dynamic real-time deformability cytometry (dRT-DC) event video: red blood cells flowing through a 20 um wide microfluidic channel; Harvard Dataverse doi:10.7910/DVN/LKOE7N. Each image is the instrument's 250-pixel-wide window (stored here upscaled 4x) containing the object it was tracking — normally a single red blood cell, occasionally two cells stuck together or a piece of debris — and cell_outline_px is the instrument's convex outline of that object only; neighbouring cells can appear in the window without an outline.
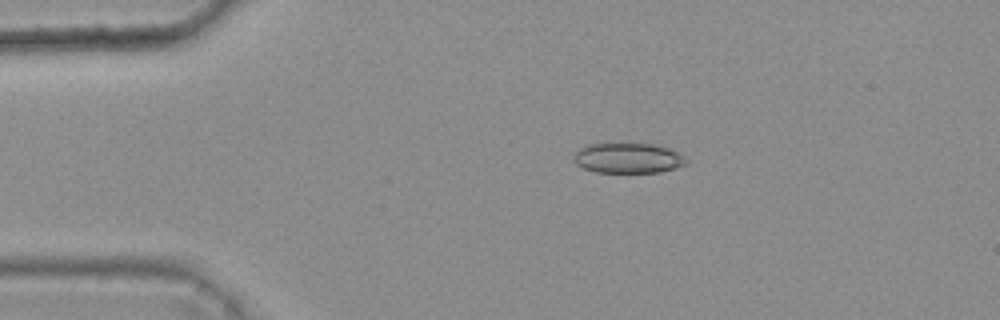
{"species": "common noctule bat (a hibernating species)", "species_latin": "Nyctalus noctula", "temperature_condition": "warm", "stored_images_in_passage": 5, "camera_frame_rate_fps": 3000, "um_per_image_px": 0.085, "animal": {"sex": "female", "body_mass_g": 25.1}, "frame": {"image": 1, "passage_image": 2, "time_ms": 0.333, "image_size_px": [1000, 320], "cell_outline_px": [[688, 164], [676, 168], [660, 172], [596, 172], [584, 168], [576, 164], [572, 160], [572, 156], [580, 148], [588, 144], [652, 144], [668, 148], [684, 156], [688, 160]], "centroid_in_image_um": [53.38, 13.44], "position_along_channel_um": 31.6, "area_um2": 19.77}}
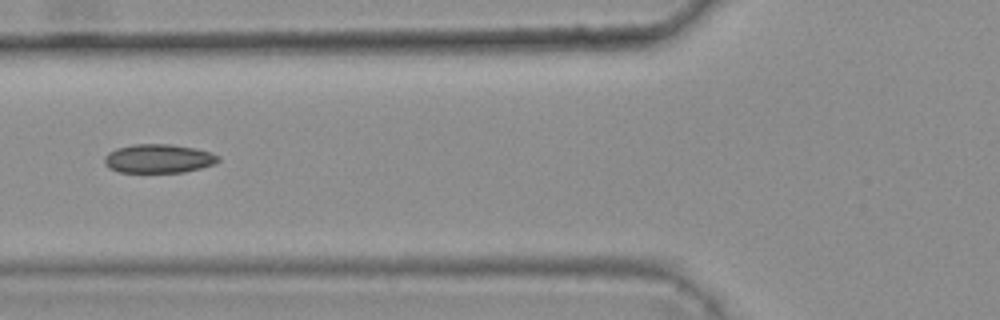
{"frame": {"image": 2, "passage_image": 5, "time_ms": 1.333, "image_size_px": [1000, 320], "cell_outline_px": [[220, 160], [212, 164], [200, 168], [184, 172], [120, 172], [108, 168], [104, 164], [104, 156], [108, 152], [116, 148], [132, 144], [172, 144], [196, 148], [212, 152], [220, 156]], "centroid_in_image_um": [13.46, 13.47], "position_along_channel_um": 112.3, "area_um2": 19.31}}